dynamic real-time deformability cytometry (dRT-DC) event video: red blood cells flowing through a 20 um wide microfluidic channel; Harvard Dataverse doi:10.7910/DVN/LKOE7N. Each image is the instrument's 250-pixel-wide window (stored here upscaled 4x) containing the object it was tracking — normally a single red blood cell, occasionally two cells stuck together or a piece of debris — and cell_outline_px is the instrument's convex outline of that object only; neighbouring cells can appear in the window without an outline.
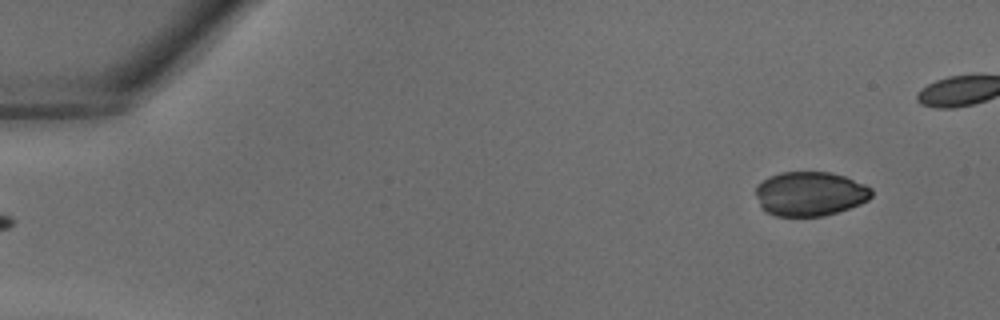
{"species": "common noctule bat (a hibernating species)", "species_latin": "Nyctalus noctula", "temperature_condition": "warm", "stored_images_in_passage": 35, "camera_frame_rate_fps": 3000, "um_per_image_px": 0.085, "animal": {"sex": "male", "body_mass_g": 18.8}, "frame": {"image": 1, "passage_image": 1, "time_ms": 0.0, "image_size_px": [1000, 320], "cell_outline_px": [[872, 196], [868, 200], [860, 204], [824, 216], [776, 216], [760, 208], [756, 196], [756, 184], [768, 176], [780, 172], [828, 172], [844, 176], [864, 184], [872, 188]], "centroid_in_image_um": [68.82, 16.47], "position_along_channel_um": 16.2, "area_um2": 30.06}}